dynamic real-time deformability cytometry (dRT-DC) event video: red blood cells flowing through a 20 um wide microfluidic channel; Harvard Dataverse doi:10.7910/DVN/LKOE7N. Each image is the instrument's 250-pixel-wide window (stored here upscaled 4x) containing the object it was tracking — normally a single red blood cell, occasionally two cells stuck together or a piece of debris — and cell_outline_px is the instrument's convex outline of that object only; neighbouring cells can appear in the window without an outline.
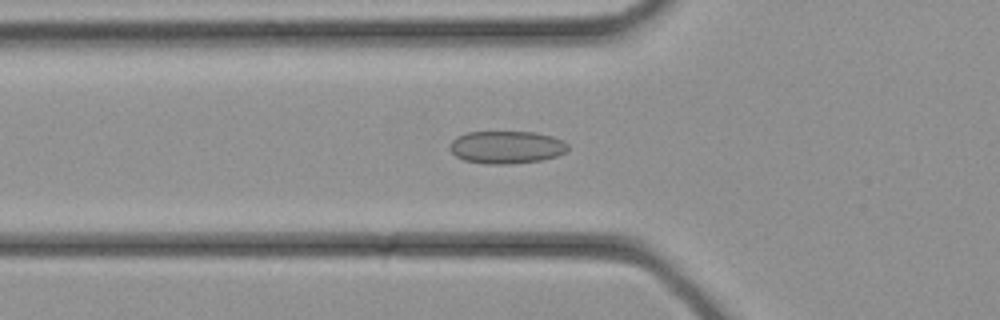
{"species": "common noctule bat (a hibernating species)", "species_latin": "Nyctalus noctula", "temperature_condition": "cold", "stored_images_in_passage": 24, "camera_frame_rate_fps": 3000, "um_per_image_px": 0.085, "animal": {"sex": "female", "body_mass_g": 21.9}, "frame": {"image": 1, "passage_image": 2, "time_ms": 0.333, "image_size_px": [1000, 320], "cell_outline_px": [[568, 152], [556, 156], [540, 160], [508, 164], [488, 164], [464, 160], [456, 156], [448, 148], [448, 144], [456, 136], [468, 132], [532, 132], [552, 136], [564, 140], [568, 144]], "centroid_in_image_um": [43.04, 12.51], "position_along_channel_um": 82.8, "area_um2": 22.6}}
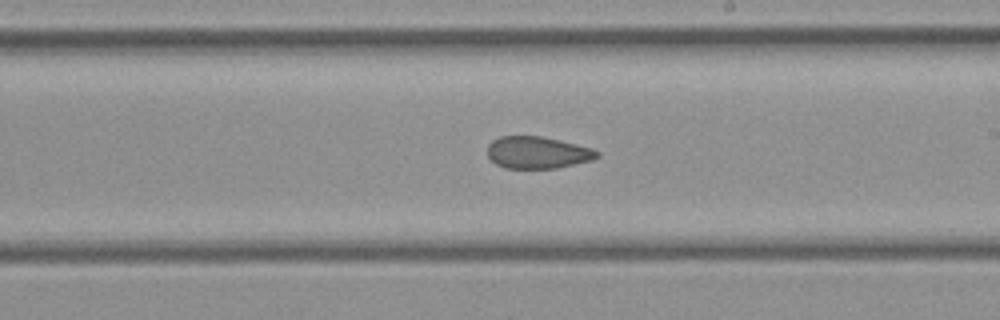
{"frame": {"image": 2, "passage_image": 10, "time_ms": 3.0, "image_size_px": [1000, 320], "cell_outline_px": [[600, 156], [592, 160], [556, 168], [504, 168], [496, 164], [488, 156], [488, 144], [492, 140], [500, 136], [540, 136], [592, 148], [600, 152]], "centroid_in_image_um": [45.68, 12.97], "position_along_channel_um": 243.3, "area_um2": 20.35}}
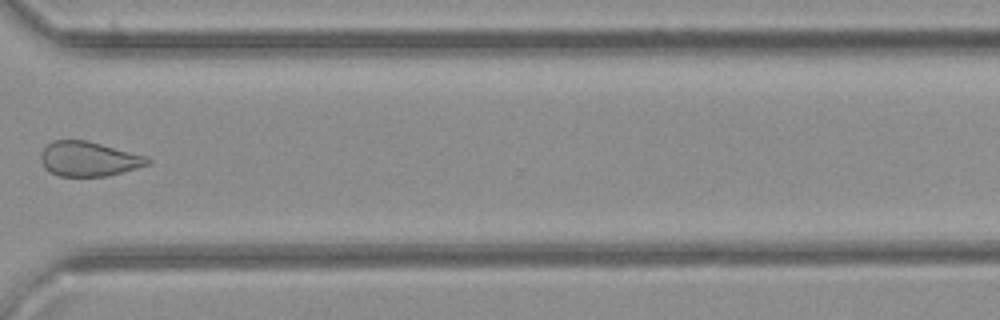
{"frame": {"image": 3, "passage_image": 16, "time_ms": 5.0, "image_size_px": [1000, 320], "cell_outline_px": [[152, 160], [148, 164], [136, 168], [108, 176], [60, 176], [44, 168], [40, 160], [40, 152], [52, 140], [88, 140], [148, 156]], "centroid_in_image_um": [7.54, 13.5], "position_along_channel_um": 363.1, "area_um2": 21.73}}